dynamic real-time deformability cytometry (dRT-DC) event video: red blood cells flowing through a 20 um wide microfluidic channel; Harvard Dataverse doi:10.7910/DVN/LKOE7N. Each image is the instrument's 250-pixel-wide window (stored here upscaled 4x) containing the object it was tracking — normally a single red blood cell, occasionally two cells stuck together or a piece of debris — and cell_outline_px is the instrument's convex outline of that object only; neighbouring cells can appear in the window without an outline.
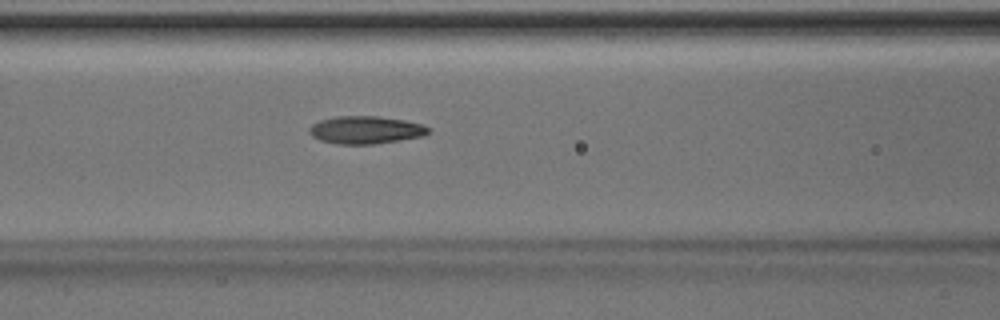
{"species": "Egyptian fruit bat (a non-hibernating species)", "species_latin": "Rousettus aegyptiacus", "temperature_condition": "room temperature", "stored_images_in_passage": 6, "camera_frame_rate_fps": 3000, "um_per_image_px": 0.085, "animal": {"sex": "male"}, "frame": {"image": 1, "passage_image": 6, "time_ms": 1.667, "image_size_px": [1000, 320], "cell_outline_px": [[428, 132], [424, 136], [400, 140], [372, 144], [340, 144], [320, 140], [312, 136], [308, 132], [308, 128], [312, 124], [320, 120], [336, 116], [376, 116], [404, 120], [424, 124], [428, 128]], "centroid_in_image_um": [31.06, 11.04], "position_along_channel_um": 135.5, "area_um2": 19.19}}